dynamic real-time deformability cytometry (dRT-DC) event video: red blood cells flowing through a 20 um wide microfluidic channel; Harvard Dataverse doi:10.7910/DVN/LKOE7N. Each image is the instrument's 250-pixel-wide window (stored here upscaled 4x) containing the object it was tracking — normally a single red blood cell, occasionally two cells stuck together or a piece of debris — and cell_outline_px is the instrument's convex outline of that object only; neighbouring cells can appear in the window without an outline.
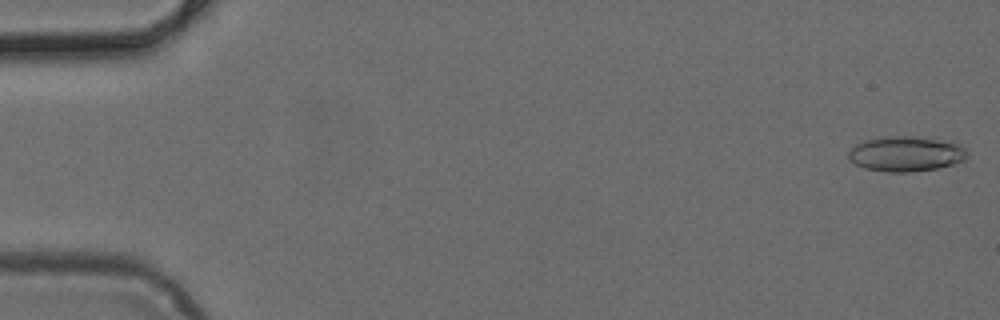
{"species": "common noctule bat (a hibernating species)", "species_latin": "Nyctalus noctula", "temperature_condition": "cold", "stored_images_in_passage": 49, "camera_frame_rate_fps": 3000, "um_per_image_px": 0.085, "animal": {"sex": "female", "body_mass_g": 24.6, "forearm_length_mm": 56.2}, "frame": {"image": 1, "passage_image": 1, "time_ms": 0.0, "image_size_px": [1000, 320], "cell_outline_px": [[968, 156], [964, 160], [952, 164], [936, 168], [908, 172], [888, 172], [864, 168], [856, 164], [848, 156], [848, 152], [856, 144], [864, 140], [888, 136], [916, 136], [956, 144], [964, 148], [968, 152]], "centroid_in_image_um": [76.98, 13.08], "position_along_channel_um": 8.0, "area_um2": 23.93}}
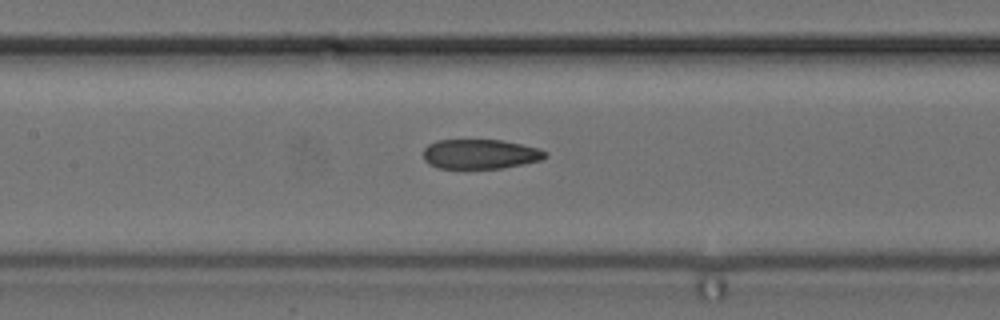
{"frame": {"image": 2, "passage_image": 23, "time_ms": 7.333, "image_size_px": [1000, 320], "cell_outline_px": [[548, 156], [540, 160], [524, 164], [500, 168], [440, 168], [428, 164], [424, 160], [424, 148], [428, 144], [436, 140], [500, 140], [540, 148], [548, 152]], "centroid_in_image_um": [40.82, 13.09], "position_along_channel_um": 166.6, "area_um2": 21.1}}
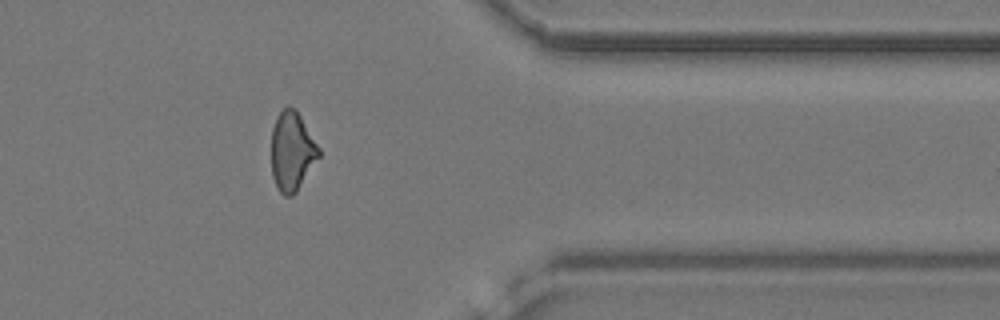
{"frame": {"image": 3, "passage_image": 40, "time_ms": 13.0, "image_size_px": [1000, 320], "cell_outline_px": [[320, 156], [296, 192], [292, 196], [284, 196], [276, 188], [272, 176], [272, 128], [276, 116], [288, 104], [300, 116], [320, 148]], "centroid_in_image_um": [24.81, 12.88], "position_along_channel_um": 386.6, "area_um2": 21.79}}